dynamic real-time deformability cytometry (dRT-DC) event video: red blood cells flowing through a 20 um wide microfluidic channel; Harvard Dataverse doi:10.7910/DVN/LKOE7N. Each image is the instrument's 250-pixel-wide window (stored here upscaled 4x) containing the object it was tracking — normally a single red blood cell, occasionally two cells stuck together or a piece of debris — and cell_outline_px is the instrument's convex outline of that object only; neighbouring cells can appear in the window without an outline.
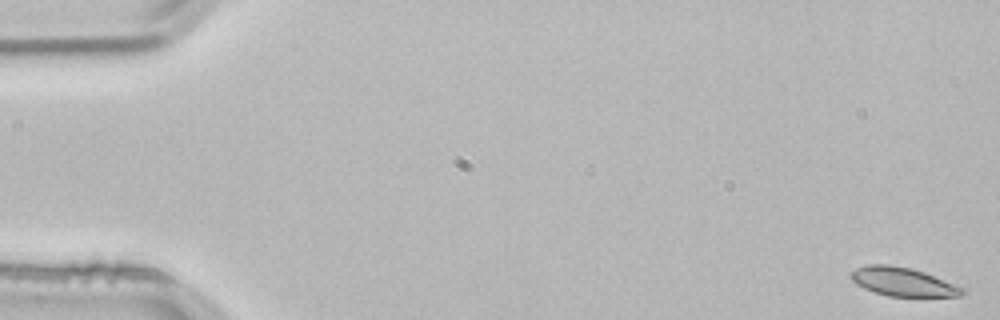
{"species": "common noctule bat (a hibernating species)", "species_latin": "Nyctalus noctula", "temperature_condition": "room temperature", "stored_images_in_passage": 5, "segment_of_instrument_passage": [1, 2], "camera_frame_rate_fps": 3000, "um_per_image_px": 0.085, "animal": {"sex": "male", "body_mass_g": 21.5, "forearm_length_mm": 52.0}, "frame": {"image": 1, "passage_image": 1, "time_ms": 0.0, "image_size_px": [1000, 320], "cell_outline_px": [[964, 292], [960, 296], [888, 296], [864, 288], [856, 284], [848, 276], [856, 268], [868, 264], [888, 264], [912, 268], [924, 272], [964, 288]], "centroid_in_image_um": [76.7, 23.94], "position_along_channel_um": 8.3, "area_um2": 18.44}}
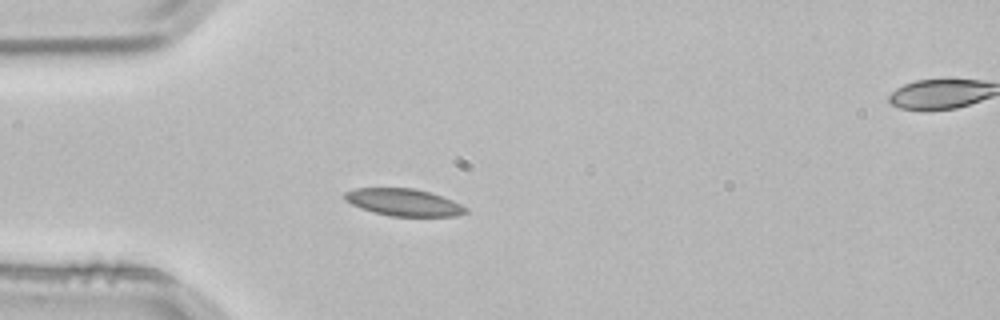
{"frame": {"image": 2, "passage_image": 4, "time_ms": 1.0, "image_size_px": [1000, 320], "cell_outline_px": [[468, 212], [456, 216], [392, 216], [372, 212], [360, 208], [344, 200], [344, 192], [356, 188], [416, 188], [432, 192], [452, 200], [468, 208]], "centroid_in_image_um": [34.32, 17.19], "position_along_channel_um": 50.7, "area_um2": 19.31}}